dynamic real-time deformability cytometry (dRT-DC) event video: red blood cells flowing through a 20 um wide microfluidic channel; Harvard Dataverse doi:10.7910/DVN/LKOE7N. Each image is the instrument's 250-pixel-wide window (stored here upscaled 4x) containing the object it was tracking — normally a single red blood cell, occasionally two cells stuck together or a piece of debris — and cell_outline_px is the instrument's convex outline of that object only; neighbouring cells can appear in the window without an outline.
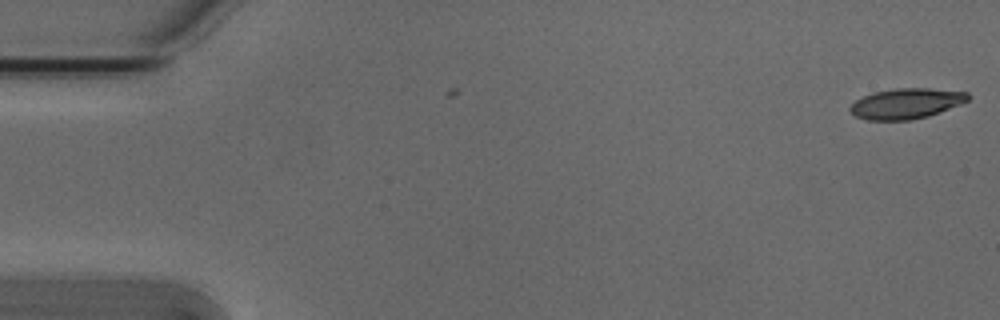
{"species": "Egyptian fruit bat (a non-hibernating species)", "species_latin": "Rousettus aegyptiacus", "temperature_condition": "cold", "stored_images_in_passage": 2, "camera_frame_rate_fps": 3000, "um_per_image_px": 0.085, "animal": {"sex": "male"}, "frame": {"image": 1, "passage_image": 2, "time_ms": 0.333, "image_size_px": [1000, 320], "cell_outline_px": [[968, 100], [960, 104], [928, 116], [908, 120], [868, 120], [856, 116], [848, 108], [856, 100], [872, 92], [896, 88], [928, 88], [968, 92]], "centroid_in_image_um": [77.01, 8.79], "position_along_channel_um": 8.0, "area_um2": 20.69}}